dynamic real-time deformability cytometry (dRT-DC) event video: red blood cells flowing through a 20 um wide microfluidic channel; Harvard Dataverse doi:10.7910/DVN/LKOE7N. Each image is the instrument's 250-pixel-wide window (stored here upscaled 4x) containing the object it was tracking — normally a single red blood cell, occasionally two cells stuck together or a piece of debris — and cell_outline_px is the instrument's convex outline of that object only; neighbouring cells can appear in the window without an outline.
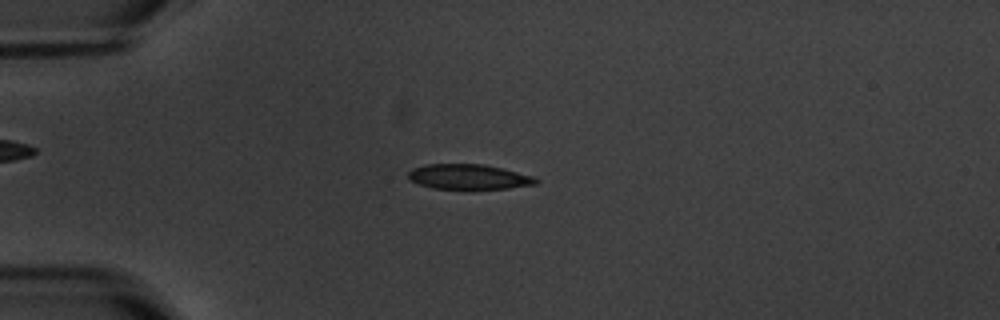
{"species": "common noctule bat (a hibernating species)", "species_latin": "Nyctalus noctula", "temperature_condition": "warm", "stored_images_in_passage": 6, "camera_frame_rate_fps": 3000, "um_per_image_px": 0.085, "animal": {"sex": "male", "body_mass_g": 20.1, "forearm_length_mm": 53.5}, "frame": {"image": 1, "passage_image": 4, "time_ms": 3.667, "image_size_px": [1000, 320], "cell_outline_px": [[540, 180], [536, 184], [508, 188], [432, 188], [408, 180], [408, 172], [412, 168], [424, 164], [484, 164], [504, 168], [536, 176]], "centroid_in_image_um": [39.86, 15.01], "position_along_channel_um": 45.1, "area_um2": 18.73}}